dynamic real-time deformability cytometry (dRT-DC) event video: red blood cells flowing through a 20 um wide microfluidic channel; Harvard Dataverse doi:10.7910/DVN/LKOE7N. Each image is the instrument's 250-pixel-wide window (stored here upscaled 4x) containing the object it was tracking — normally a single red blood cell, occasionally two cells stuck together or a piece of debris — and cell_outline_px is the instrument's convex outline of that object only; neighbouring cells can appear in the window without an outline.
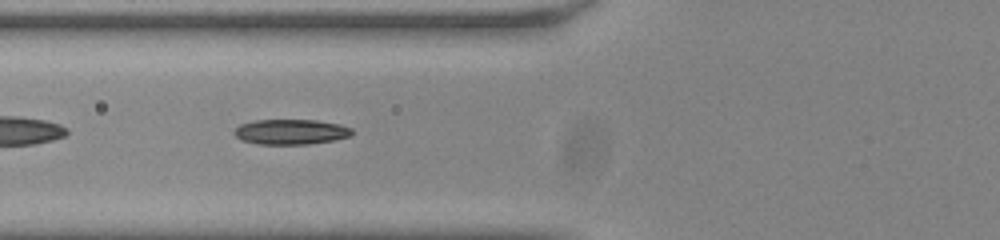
{"species": "common noctule bat (a hibernating species)", "species_latin": "Nyctalus noctula", "temperature_condition": "room temperature", "stored_images_in_passage": 37, "camera_frame_rate_fps": 3000, "um_per_image_px": 0.085, "animal": {"sex": "male", "body_mass_g": 20.0, "forearm_length_mm": 53.3}, "frame": {"image": 1, "passage_image": 5, "time_ms": 1.333, "image_size_px": [1000, 240], "cell_outline_px": [[352, 136], [332, 140], [308, 144], [256, 144], [240, 140], [232, 132], [240, 124], [256, 120], [316, 120], [340, 124], [352, 128]], "centroid_in_image_um": [24.7, 11.2], "position_along_channel_um": 101.1, "area_um2": 17.34}}
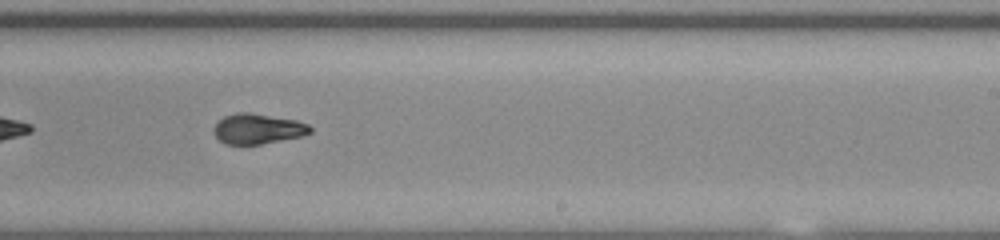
{"frame": {"image": 2, "passage_image": 18, "time_ms": 5.667, "image_size_px": [1000, 240], "cell_outline_px": [[312, 132], [300, 136], [260, 144], [224, 144], [212, 132], [212, 128], [224, 116], [236, 112], [248, 112], [296, 120], [308, 124], [312, 128]], "centroid_in_image_um": [21.88, 10.94], "position_along_channel_um": 267.1, "area_um2": 16.88}}
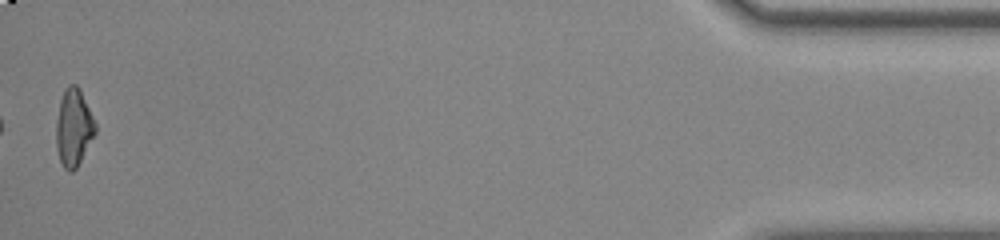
{"frame": {"image": 3, "passage_image": 37, "time_ms": 12.0, "image_size_px": [1000, 240], "cell_outline_px": [[96, 132], [76, 168], [72, 172], [68, 172], [64, 168], [60, 160], [56, 148], [56, 120], [60, 100], [64, 88], [68, 84], [76, 84], [80, 88], [96, 124]], "centroid_in_image_um": [6.25, 10.82], "position_along_channel_um": 429.0, "area_um2": 17.69}, "authors_computed_cell_mechanics": {"area_um2": 17.34, "velocity_mm_per_s": 3.838, "shape_relaxation_time_tau1_ms": 10.934, "shape_relaxation_time_tau2_ms": 1.384, "deformation_change_tau1": 0.32, "deformation_change_tau2": 0.0637}}